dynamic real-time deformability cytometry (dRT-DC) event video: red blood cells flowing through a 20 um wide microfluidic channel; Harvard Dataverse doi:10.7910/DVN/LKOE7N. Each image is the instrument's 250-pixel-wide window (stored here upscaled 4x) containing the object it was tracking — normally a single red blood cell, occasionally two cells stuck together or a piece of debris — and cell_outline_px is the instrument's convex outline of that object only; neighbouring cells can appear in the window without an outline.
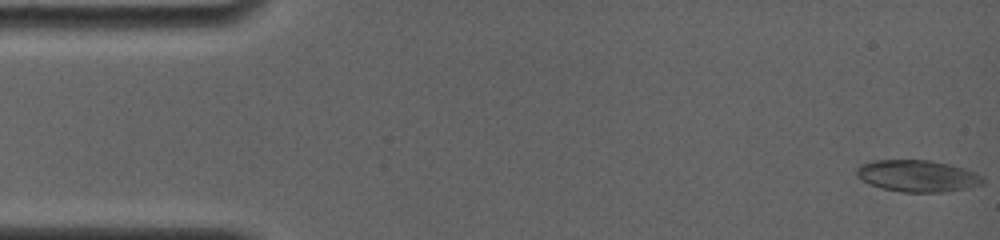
{"species": "common noctule bat (a hibernating species)", "species_latin": "Nyctalus noctula", "temperature_condition": "room temperature", "stored_images_in_passage": 88, "camera_frame_rate_fps": 4000, "um_per_image_px": 0.085, "animal": {"sex": "female", "body_mass_g": 19.0, "forearm_length_mm": 56.7}, "frame": {"image": 1, "passage_image": 1, "time_ms": 0.0, "image_size_px": [1000, 240], "cell_outline_px": [[984, 184], [968, 188], [944, 192], [900, 192], [880, 188], [868, 184], [856, 172], [856, 168], [860, 164], [872, 160], [928, 160], [948, 164], [964, 168], [976, 172], [984, 176]], "centroid_in_image_um": [78.01, 14.96], "position_along_channel_um": 7.0, "area_um2": 23.52}}
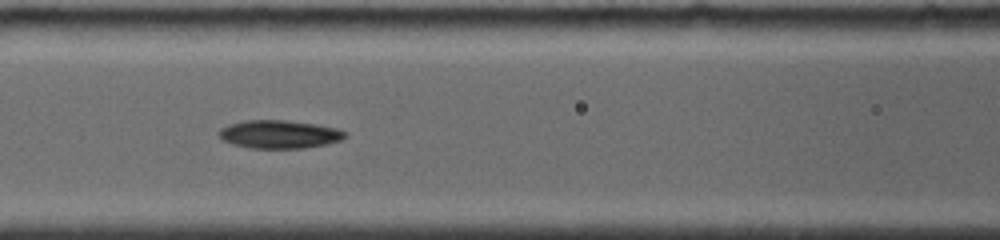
{"frame": {"image": 2, "passage_image": 33, "time_ms": 6.75, "image_size_px": [1000, 240], "cell_outline_px": [[348, 136], [340, 140], [328, 144], [304, 148], [248, 148], [232, 144], [224, 140], [216, 132], [220, 128], [228, 124], [248, 120], [284, 120], [316, 124], [336, 128], [348, 132]], "centroid_in_image_um": [23.75, 11.41], "position_along_channel_um": 142.8, "area_um2": 20.87}}
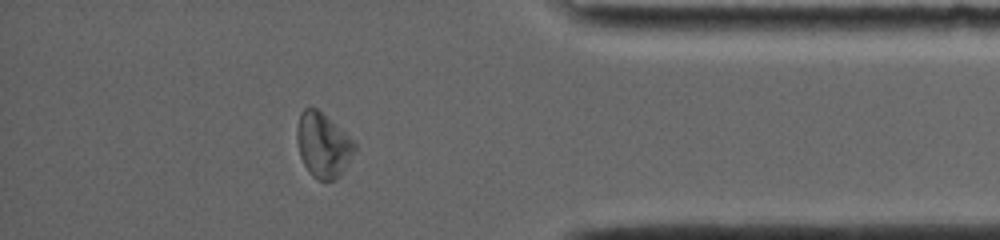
{"frame": {"image": 3, "passage_image": 74, "time_ms": 14.0, "image_size_px": [1000, 240], "cell_outline_px": [[356, 148], [340, 176], [336, 180], [316, 180], [308, 172], [300, 156], [296, 140], [296, 128], [300, 112], [304, 108], [316, 108], [340, 128], [356, 144]], "centroid_in_image_um": [27.42, 12.35], "position_along_channel_um": 407.8, "area_um2": 21.62}, "authors_computed_cell_mechanics": {"area_um2": 20.9236, "velocity_mm_per_s": 3.8476, "shape_relaxation_time_tau1_ms": null, "shape_relaxation_time_tau2_ms": 5.4385, "deformation_change_tau1": null, "deformation_change_tau2": 0.1401}}